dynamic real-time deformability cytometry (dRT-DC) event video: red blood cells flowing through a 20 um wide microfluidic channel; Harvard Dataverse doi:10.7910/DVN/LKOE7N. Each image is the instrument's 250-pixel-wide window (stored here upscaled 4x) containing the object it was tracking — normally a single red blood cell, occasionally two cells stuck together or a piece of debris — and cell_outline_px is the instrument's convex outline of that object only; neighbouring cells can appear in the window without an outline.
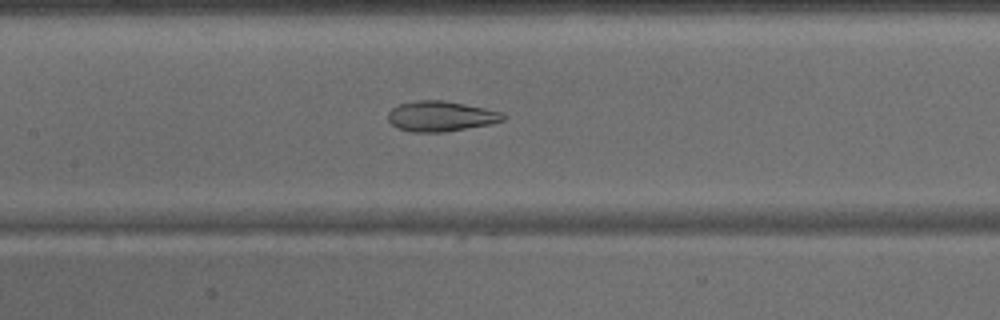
{"species": "common noctule bat (a hibernating species)", "species_latin": "Nyctalus noctula", "temperature_condition": "warm", "stored_images_in_passage": 45, "camera_frame_rate_fps": 3000, "um_per_image_px": 0.085, "animal": {"sex": "male", "body_mass_g": 15.6}, "frame": {"image": 1, "passage_image": 21, "time_ms": 6.667, "image_size_px": [1000, 320], "cell_outline_px": [[508, 116], [504, 120], [492, 124], [444, 132], [412, 132], [396, 128], [388, 120], [388, 112], [392, 108], [400, 104], [416, 100], [444, 100], [504, 112]], "centroid_in_image_um": [37.49, 9.88], "position_along_channel_um": 169.9, "area_um2": 20.52}}
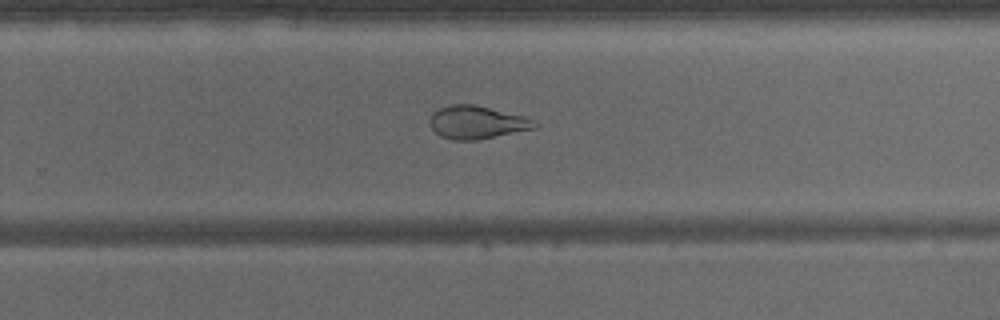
{"frame": {"image": 2, "passage_image": 29, "time_ms": 9.333, "image_size_px": [1000, 320], "cell_outline_px": [[540, 124], [536, 128], [476, 140], [452, 140], [440, 136], [432, 128], [428, 120], [432, 112], [436, 108], [448, 104], [472, 104], [524, 116], [536, 120]], "centroid_in_image_um": [40.51, 10.39], "position_along_channel_um": 289.3, "area_um2": 20.35}}
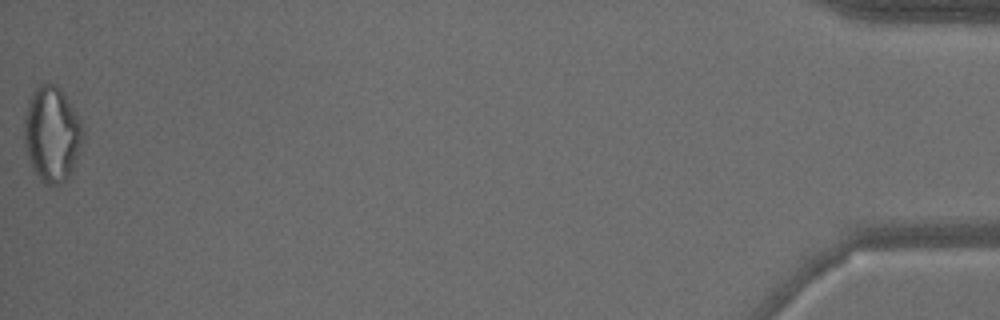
{"frame": {"image": 3, "passage_image": 45, "time_ms": 14.667, "image_size_px": [1000, 320], "cell_outline_px": [[84, 136], [80, 152], [68, 176], [60, 184], [44, 184], [40, 180], [24, 148], [24, 120], [28, 100], [32, 92], [40, 84], [56, 84], [60, 88], [80, 120], [84, 128]], "centroid_in_image_um": [4.41, 11.38], "position_along_channel_um": 430.8, "area_um2": 32.43}}